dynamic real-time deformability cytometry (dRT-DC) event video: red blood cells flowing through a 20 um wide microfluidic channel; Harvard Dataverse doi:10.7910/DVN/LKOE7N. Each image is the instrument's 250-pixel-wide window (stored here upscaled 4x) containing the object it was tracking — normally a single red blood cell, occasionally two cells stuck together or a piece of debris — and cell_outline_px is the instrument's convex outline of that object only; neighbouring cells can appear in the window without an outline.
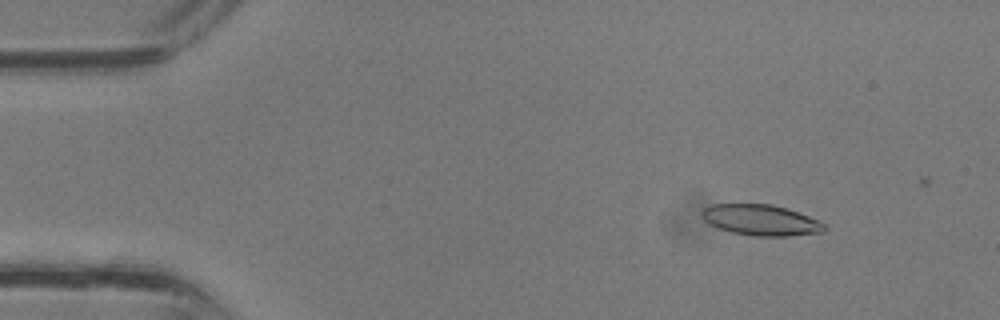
{"species": "common noctule bat (a hibernating species)", "species_latin": "Nyctalus noctula", "temperature_condition": "room temperature", "stored_images_in_passage": 10, "camera_frame_rate_fps": 3000, "um_per_image_px": 0.085, "animal": {"sex": "male", "body_mass_g": 13.3}, "frame": {"image": 1, "passage_image": 4, "time_ms": 1.0, "image_size_px": [1000, 320], "cell_outline_px": [[824, 232], [788, 236], [752, 236], [732, 232], [708, 224], [704, 220], [700, 212], [704, 208], [712, 204], [772, 204], [808, 216], [824, 224]], "centroid_in_image_um": [64.62, 18.71], "position_along_channel_um": 20.4, "area_um2": 21.79}}